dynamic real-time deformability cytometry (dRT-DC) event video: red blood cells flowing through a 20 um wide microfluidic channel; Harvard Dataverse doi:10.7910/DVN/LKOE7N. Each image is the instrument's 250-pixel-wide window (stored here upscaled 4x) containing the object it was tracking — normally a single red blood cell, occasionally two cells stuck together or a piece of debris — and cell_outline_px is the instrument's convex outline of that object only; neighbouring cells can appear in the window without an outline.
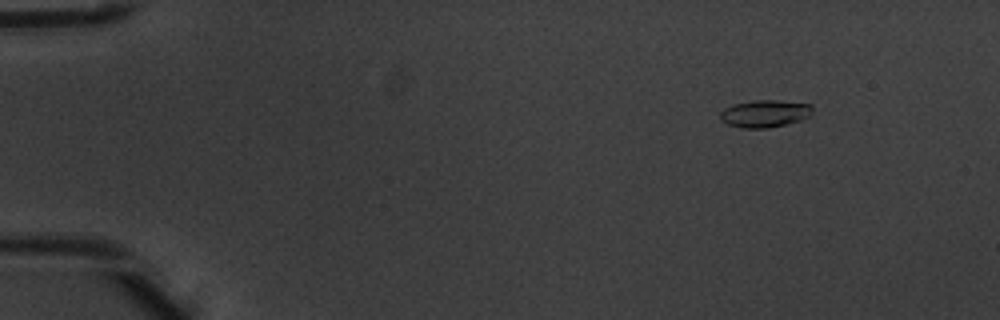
{"species": "common noctule bat (a hibernating species)", "species_latin": "Nyctalus noctula", "temperature_condition": "warm", "stored_images_in_passage": 2, "segment_of_instrument_passage": [2, 2], "camera_frame_rate_fps": 3000, "um_per_image_px": 0.085, "animal": {"sex": "male", "body_mass_g": 20.1, "forearm_length_mm": 53.5}, "frame": {"image": 1, "passage_image": 2, "time_ms": 0.333, "image_size_px": [1000, 320], "cell_outline_px": [[812, 116], [800, 120], [768, 128], [744, 128], [728, 124], [720, 120], [720, 112], [724, 108], [732, 104], [752, 100], [776, 100], [812, 104]], "centroid_in_image_um": [65.01, 9.64], "position_along_channel_um": 20.0, "area_um2": 14.8}}